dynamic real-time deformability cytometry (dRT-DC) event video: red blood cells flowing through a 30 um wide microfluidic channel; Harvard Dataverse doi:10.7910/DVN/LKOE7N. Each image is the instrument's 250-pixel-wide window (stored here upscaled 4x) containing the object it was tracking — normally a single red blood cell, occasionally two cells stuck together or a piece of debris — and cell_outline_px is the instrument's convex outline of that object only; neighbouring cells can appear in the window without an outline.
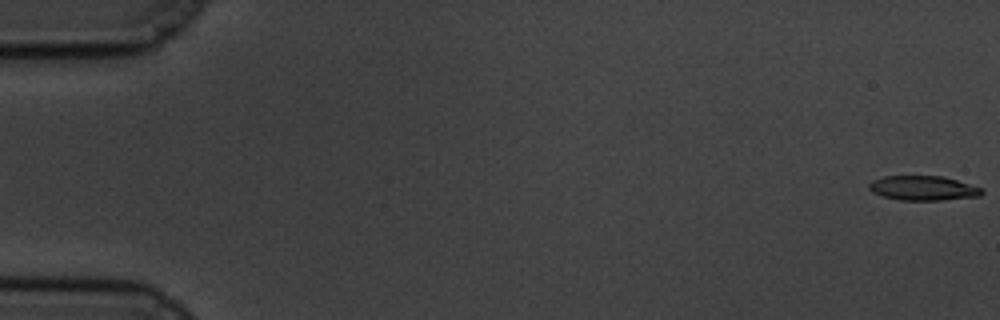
{"species": "common noctule bat (a hibernating species)", "species_latin": "Nyctalus noctula", "temperature_condition": "cold", "stored_images_in_passage": 57, "camera_frame_rate_fps": 3000, "um_per_image_px": 0.085, "animal": {"sex": "male", "body_mass_g": 19.5, "forearm_length_mm": 54.6}, "frame": {"image": 1, "passage_image": 1, "time_ms": 0.0, "image_size_px": [1000, 320], "cell_outline_px": [[984, 192], [980, 196], [940, 200], [900, 200], [884, 196], [872, 192], [868, 188], [868, 184], [872, 180], [884, 176], [940, 176], [956, 180], [984, 188]], "centroid_in_image_um": [78.47, 15.99], "position_along_channel_um": 6.5, "area_um2": 16.13}}
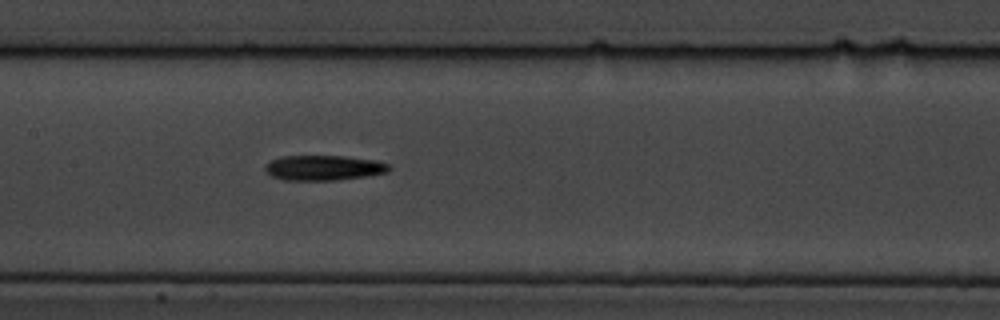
{"frame": {"image": 2, "passage_image": 29, "time_ms": 9.333, "image_size_px": [1000, 320], "cell_outline_px": [[392, 168], [388, 172], [368, 176], [336, 180], [284, 180], [272, 176], [264, 172], [264, 164], [272, 160], [284, 156], [344, 156], [376, 160], [388, 164]], "centroid_in_image_um": [27.51, 14.27], "position_along_channel_um": 179.9, "area_um2": 18.26}}
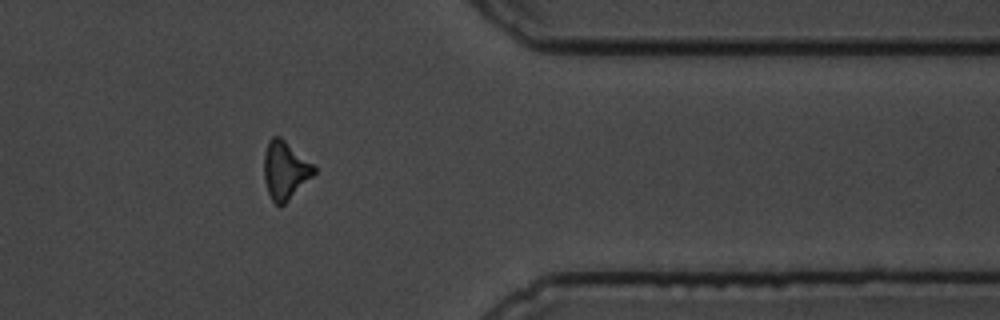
{"frame": {"image": 3, "passage_image": 48, "time_ms": 15.667, "image_size_px": [1000, 320], "cell_outline_px": [[316, 172], [284, 204], [276, 204], [272, 200], [268, 192], [264, 180], [264, 152], [268, 140], [272, 136], [280, 136], [312, 164], [316, 168]], "centroid_in_image_um": [24.2, 14.44], "position_along_channel_um": 387.2, "area_um2": 16.59}, "authors_computed_cell_mechanics": {"area_um2": 17.1088, "velocity_mm_per_s": 3.4957, "shape_relaxation_time_tau1_ms": 3.7772, "shape_relaxation_time_tau2_ms": null, "deformation_change_tau1": 0.1584, "deformation_change_tau2": null}}